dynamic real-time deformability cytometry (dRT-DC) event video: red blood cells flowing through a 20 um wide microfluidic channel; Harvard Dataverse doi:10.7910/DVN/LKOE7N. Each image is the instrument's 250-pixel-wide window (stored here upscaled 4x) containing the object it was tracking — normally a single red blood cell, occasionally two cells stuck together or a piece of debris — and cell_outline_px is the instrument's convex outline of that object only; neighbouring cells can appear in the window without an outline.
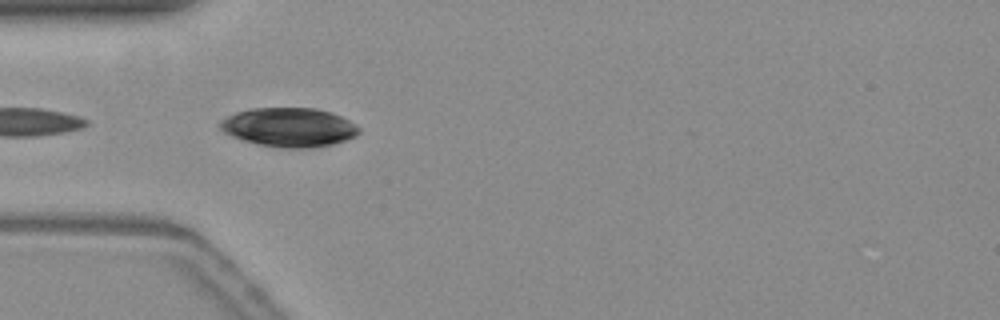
{"species": "common noctule bat (a hibernating species)", "species_latin": "Nyctalus noctula", "temperature_condition": "warm", "stored_images_in_passage": 6, "camera_frame_rate_fps": 3000, "um_per_image_px": 0.085, "animal": {"sex": "female", "body_mass_g": 19.3, "forearm_length_mm": 54.1}, "frame": {"image": 1, "passage_image": 4, "time_ms": 1.0, "image_size_px": [1000, 320], "cell_outline_px": [[360, 132], [356, 136], [332, 144], [312, 148], [276, 148], [256, 144], [232, 136], [224, 132], [220, 128], [220, 120], [236, 112], [252, 108], [316, 108], [332, 112], [348, 120], [360, 128]], "centroid_in_image_um": [24.57, 10.82], "position_along_channel_um": 60.4, "area_um2": 31.67}}